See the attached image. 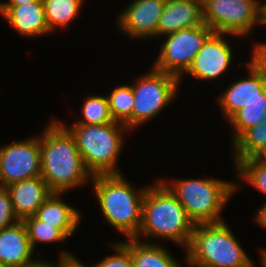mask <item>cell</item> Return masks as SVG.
I'll return each mask as SVG.
<instances>
[{"label":"cell","instance_id":"d6a6232c","mask_svg":"<svg viewBox=\"0 0 266 267\" xmlns=\"http://www.w3.org/2000/svg\"><path fill=\"white\" fill-rule=\"evenodd\" d=\"M266 26V0H260V25Z\"/></svg>","mask_w":266,"mask_h":267},{"label":"cell","instance_id":"7a4b0ae2","mask_svg":"<svg viewBox=\"0 0 266 267\" xmlns=\"http://www.w3.org/2000/svg\"><path fill=\"white\" fill-rule=\"evenodd\" d=\"M194 226L176 196L159 178L148 185L142 202L141 225L135 239L148 243L166 240L185 250ZM152 239H158V242Z\"/></svg>","mask_w":266,"mask_h":267},{"label":"cell","instance_id":"836d02e7","mask_svg":"<svg viewBox=\"0 0 266 267\" xmlns=\"http://www.w3.org/2000/svg\"><path fill=\"white\" fill-rule=\"evenodd\" d=\"M259 253H260L259 254L260 261H258V262H259V264H261L260 267H266V247L260 249Z\"/></svg>","mask_w":266,"mask_h":267},{"label":"cell","instance_id":"e0dca14e","mask_svg":"<svg viewBox=\"0 0 266 267\" xmlns=\"http://www.w3.org/2000/svg\"><path fill=\"white\" fill-rule=\"evenodd\" d=\"M6 189L10 193L12 207L19 221L34 216L52 193L41 176L12 183Z\"/></svg>","mask_w":266,"mask_h":267},{"label":"cell","instance_id":"2e32d148","mask_svg":"<svg viewBox=\"0 0 266 267\" xmlns=\"http://www.w3.org/2000/svg\"><path fill=\"white\" fill-rule=\"evenodd\" d=\"M0 15L21 37L50 35L42 0L13 7H0Z\"/></svg>","mask_w":266,"mask_h":267},{"label":"cell","instance_id":"7c38bea8","mask_svg":"<svg viewBox=\"0 0 266 267\" xmlns=\"http://www.w3.org/2000/svg\"><path fill=\"white\" fill-rule=\"evenodd\" d=\"M229 36L238 38L231 34L213 33L198 51L188 70L179 78L180 85L187 75L200 82L220 80L222 76H226L235 62V50Z\"/></svg>","mask_w":266,"mask_h":267},{"label":"cell","instance_id":"d590c367","mask_svg":"<svg viewBox=\"0 0 266 267\" xmlns=\"http://www.w3.org/2000/svg\"><path fill=\"white\" fill-rule=\"evenodd\" d=\"M256 262H254V260H252L249 264L242 266V267H256Z\"/></svg>","mask_w":266,"mask_h":267},{"label":"cell","instance_id":"8992f818","mask_svg":"<svg viewBox=\"0 0 266 267\" xmlns=\"http://www.w3.org/2000/svg\"><path fill=\"white\" fill-rule=\"evenodd\" d=\"M226 220L196 224L185 251V261L200 267H242L252 258L237 240Z\"/></svg>","mask_w":266,"mask_h":267},{"label":"cell","instance_id":"484cf974","mask_svg":"<svg viewBox=\"0 0 266 267\" xmlns=\"http://www.w3.org/2000/svg\"><path fill=\"white\" fill-rule=\"evenodd\" d=\"M28 238L34 251L38 244L50 245L52 243H64L68 237L58 228L53 225L46 224L45 222L38 220L35 216L28 217L23 220Z\"/></svg>","mask_w":266,"mask_h":267},{"label":"cell","instance_id":"7402d4cb","mask_svg":"<svg viewBox=\"0 0 266 267\" xmlns=\"http://www.w3.org/2000/svg\"><path fill=\"white\" fill-rule=\"evenodd\" d=\"M233 171H235L236 177V180L234 179L235 193L239 192L243 183H246L266 195V164L258 157L240 160L234 166Z\"/></svg>","mask_w":266,"mask_h":267},{"label":"cell","instance_id":"74e56055","mask_svg":"<svg viewBox=\"0 0 266 267\" xmlns=\"http://www.w3.org/2000/svg\"><path fill=\"white\" fill-rule=\"evenodd\" d=\"M0 267H8V266L3 265V264L0 262Z\"/></svg>","mask_w":266,"mask_h":267},{"label":"cell","instance_id":"1f68e13d","mask_svg":"<svg viewBox=\"0 0 266 267\" xmlns=\"http://www.w3.org/2000/svg\"><path fill=\"white\" fill-rule=\"evenodd\" d=\"M37 0H8V1H1L0 2V7H13V6H18V5H24V4H29L33 3Z\"/></svg>","mask_w":266,"mask_h":267},{"label":"cell","instance_id":"5b68a950","mask_svg":"<svg viewBox=\"0 0 266 267\" xmlns=\"http://www.w3.org/2000/svg\"><path fill=\"white\" fill-rule=\"evenodd\" d=\"M160 180L176 196L195 225L225 221L221 213L236 194L235 181L212 176Z\"/></svg>","mask_w":266,"mask_h":267},{"label":"cell","instance_id":"603a6c76","mask_svg":"<svg viewBox=\"0 0 266 267\" xmlns=\"http://www.w3.org/2000/svg\"><path fill=\"white\" fill-rule=\"evenodd\" d=\"M107 99L110 113L116 122L124 124L132 132L133 89L130 84L116 85L108 91Z\"/></svg>","mask_w":266,"mask_h":267},{"label":"cell","instance_id":"30bf717a","mask_svg":"<svg viewBox=\"0 0 266 267\" xmlns=\"http://www.w3.org/2000/svg\"><path fill=\"white\" fill-rule=\"evenodd\" d=\"M214 33L206 24L181 29L165 35L160 40V50L152 66L180 78L190 67L198 51Z\"/></svg>","mask_w":266,"mask_h":267},{"label":"cell","instance_id":"44dd1931","mask_svg":"<svg viewBox=\"0 0 266 267\" xmlns=\"http://www.w3.org/2000/svg\"><path fill=\"white\" fill-rule=\"evenodd\" d=\"M230 148L233 167L240 160L260 155L266 149V122L247 129Z\"/></svg>","mask_w":266,"mask_h":267},{"label":"cell","instance_id":"e575fe53","mask_svg":"<svg viewBox=\"0 0 266 267\" xmlns=\"http://www.w3.org/2000/svg\"><path fill=\"white\" fill-rule=\"evenodd\" d=\"M257 157L266 164V149Z\"/></svg>","mask_w":266,"mask_h":267},{"label":"cell","instance_id":"d4e9b609","mask_svg":"<svg viewBox=\"0 0 266 267\" xmlns=\"http://www.w3.org/2000/svg\"><path fill=\"white\" fill-rule=\"evenodd\" d=\"M81 118H74L71 124L100 125L113 123L114 121L106 95L89 94L85 96L80 109Z\"/></svg>","mask_w":266,"mask_h":267},{"label":"cell","instance_id":"ba28073f","mask_svg":"<svg viewBox=\"0 0 266 267\" xmlns=\"http://www.w3.org/2000/svg\"><path fill=\"white\" fill-rule=\"evenodd\" d=\"M252 45L251 57L245 62L246 77L231 80L232 83L216 96V103H219L221 114L227 121L247 104L266 101V41Z\"/></svg>","mask_w":266,"mask_h":267},{"label":"cell","instance_id":"52a82bcc","mask_svg":"<svg viewBox=\"0 0 266 267\" xmlns=\"http://www.w3.org/2000/svg\"><path fill=\"white\" fill-rule=\"evenodd\" d=\"M139 75L131 84L134 94L132 132L158 117L181 89L179 78L153 66L146 74Z\"/></svg>","mask_w":266,"mask_h":267},{"label":"cell","instance_id":"ffe728a7","mask_svg":"<svg viewBox=\"0 0 266 267\" xmlns=\"http://www.w3.org/2000/svg\"><path fill=\"white\" fill-rule=\"evenodd\" d=\"M86 0H42L45 19L52 33L64 30L77 19ZM71 23V24H70Z\"/></svg>","mask_w":266,"mask_h":267},{"label":"cell","instance_id":"f546056e","mask_svg":"<svg viewBox=\"0 0 266 267\" xmlns=\"http://www.w3.org/2000/svg\"><path fill=\"white\" fill-rule=\"evenodd\" d=\"M252 220L259 226L266 228V201L262 202V206L257 209V213L253 216Z\"/></svg>","mask_w":266,"mask_h":267},{"label":"cell","instance_id":"d6986e66","mask_svg":"<svg viewBox=\"0 0 266 267\" xmlns=\"http://www.w3.org/2000/svg\"><path fill=\"white\" fill-rule=\"evenodd\" d=\"M122 242L130 249L133 267H183L167 247L129 238ZM174 256V257H173Z\"/></svg>","mask_w":266,"mask_h":267},{"label":"cell","instance_id":"6da1fadb","mask_svg":"<svg viewBox=\"0 0 266 267\" xmlns=\"http://www.w3.org/2000/svg\"><path fill=\"white\" fill-rule=\"evenodd\" d=\"M41 177L52 193H67L91 184L75 140L54 117L41 130Z\"/></svg>","mask_w":266,"mask_h":267},{"label":"cell","instance_id":"9c48e42d","mask_svg":"<svg viewBox=\"0 0 266 267\" xmlns=\"http://www.w3.org/2000/svg\"><path fill=\"white\" fill-rule=\"evenodd\" d=\"M203 20L214 33L249 38L260 24V0H202Z\"/></svg>","mask_w":266,"mask_h":267},{"label":"cell","instance_id":"4dcf8cb0","mask_svg":"<svg viewBox=\"0 0 266 267\" xmlns=\"http://www.w3.org/2000/svg\"><path fill=\"white\" fill-rule=\"evenodd\" d=\"M61 267H89L84 262H81L78 257L70 260L61 259Z\"/></svg>","mask_w":266,"mask_h":267},{"label":"cell","instance_id":"83f0119b","mask_svg":"<svg viewBox=\"0 0 266 267\" xmlns=\"http://www.w3.org/2000/svg\"><path fill=\"white\" fill-rule=\"evenodd\" d=\"M18 221L12 207L9 191L6 187H0V230L10 227Z\"/></svg>","mask_w":266,"mask_h":267},{"label":"cell","instance_id":"8fae6325","mask_svg":"<svg viewBox=\"0 0 266 267\" xmlns=\"http://www.w3.org/2000/svg\"><path fill=\"white\" fill-rule=\"evenodd\" d=\"M41 176L40 135L0 145V187Z\"/></svg>","mask_w":266,"mask_h":267},{"label":"cell","instance_id":"4316f807","mask_svg":"<svg viewBox=\"0 0 266 267\" xmlns=\"http://www.w3.org/2000/svg\"><path fill=\"white\" fill-rule=\"evenodd\" d=\"M110 245L114 254L102 258L89 267H133L131 251L123 242L113 241Z\"/></svg>","mask_w":266,"mask_h":267},{"label":"cell","instance_id":"ac0fdd59","mask_svg":"<svg viewBox=\"0 0 266 267\" xmlns=\"http://www.w3.org/2000/svg\"><path fill=\"white\" fill-rule=\"evenodd\" d=\"M65 193H51L35 213L38 220L60 229L68 238L77 232L83 216L63 199ZM67 202V203H66Z\"/></svg>","mask_w":266,"mask_h":267},{"label":"cell","instance_id":"4fadbf2b","mask_svg":"<svg viewBox=\"0 0 266 267\" xmlns=\"http://www.w3.org/2000/svg\"><path fill=\"white\" fill-rule=\"evenodd\" d=\"M115 18L119 33L132 39H157V26L166 0H132ZM150 38V39H149Z\"/></svg>","mask_w":266,"mask_h":267},{"label":"cell","instance_id":"9a60e30c","mask_svg":"<svg viewBox=\"0 0 266 267\" xmlns=\"http://www.w3.org/2000/svg\"><path fill=\"white\" fill-rule=\"evenodd\" d=\"M35 252L28 238L26 226L18 221L0 230V262L8 267H27L36 263ZM35 256V258H34Z\"/></svg>","mask_w":266,"mask_h":267},{"label":"cell","instance_id":"3957f363","mask_svg":"<svg viewBox=\"0 0 266 267\" xmlns=\"http://www.w3.org/2000/svg\"><path fill=\"white\" fill-rule=\"evenodd\" d=\"M94 195L107 224L125 239L135 238L141 225L142 202L148 185L136 187L122 174L92 176Z\"/></svg>","mask_w":266,"mask_h":267},{"label":"cell","instance_id":"cb8c5ba5","mask_svg":"<svg viewBox=\"0 0 266 267\" xmlns=\"http://www.w3.org/2000/svg\"><path fill=\"white\" fill-rule=\"evenodd\" d=\"M266 101H253L236 112L227 123L233 131L230 138L232 145L247 129L264 122Z\"/></svg>","mask_w":266,"mask_h":267},{"label":"cell","instance_id":"f1b7e54d","mask_svg":"<svg viewBox=\"0 0 266 267\" xmlns=\"http://www.w3.org/2000/svg\"><path fill=\"white\" fill-rule=\"evenodd\" d=\"M58 261L57 262H52L51 261H47L46 259L42 260L39 259L36 263L27 266V267H61V259H65V260H70V259H74L77 257V255H73V253H71L70 251H65L63 249V251H60L58 254Z\"/></svg>","mask_w":266,"mask_h":267},{"label":"cell","instance_id":"8d00e7d4","mask_svg":"<svg viewBox=\"0 0 266 267\" xmlns=\"http://www.w3.org/2000/svg\"><path fill=\"white\" fill-rule=\"evenodd\" d=\"M184 264H186V266H190V267H200V266H197V265H189V263H187L186 261H185V252H184ZM188 264V265H187Z\"/></svg>","mask_w":266,"mask_h":267},{"label":"cell","instance_id":"277c9868","mask_svg":"<svg viewBox=\"0 0 266 267\" xmlns=\"http://www.w3.org/2000/svg\"><path fill=\"white\" fill-rule=\"evenodd\" d=\"M57 120L73 136L84 166L92 176L122 174L119 156L124 151L127 133H132L124 124L66 125L63 120Z\"/></svg>","mask_w":266,"mask_h":267},{"label":"cell","instance_id":"5bb4252c","mask_svg":"<svg viewBox=\"0 0 266 267\" xmlns=\"http://www.w3.org/2000/svg\"><path fill=\"white\" fill-rule=\"evenodd\" d=\"M204 25L202 0H166L157 26V40L181 29Z\"/></svg>","mask_w":266,"mask_h":267}]
</instances>
